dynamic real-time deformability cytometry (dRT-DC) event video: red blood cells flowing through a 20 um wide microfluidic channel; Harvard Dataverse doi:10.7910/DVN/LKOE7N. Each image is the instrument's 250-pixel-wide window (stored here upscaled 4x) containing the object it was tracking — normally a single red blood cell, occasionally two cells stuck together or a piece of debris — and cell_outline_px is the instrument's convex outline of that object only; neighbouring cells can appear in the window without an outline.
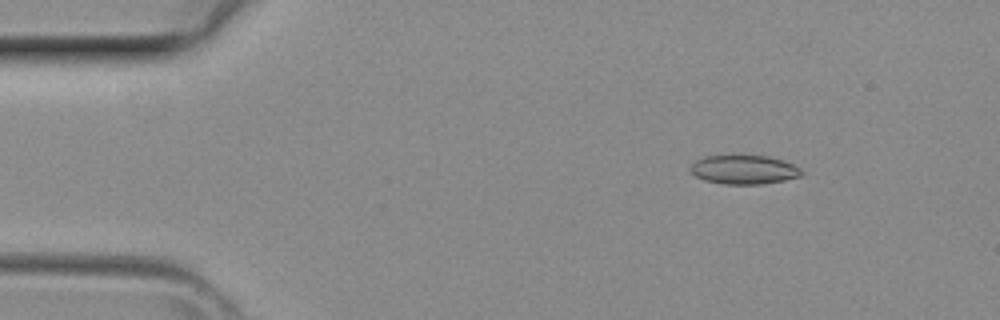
{"species": "common noctule bat (a hibernating species)", "species_latin": "Nyctalus noctula", "temperature_condition": "room temperature", "stored_images_in_passage": 36, "camera_frame_rate_fps": 3000, "um_per_image_px": 0.085, "animal": {"sex": "female", "body_mass_g": 29.2, "forearm_length_mm": 56.3}, "frame": {"image": 1, "passage_image": 1, "time_ms": 0.0, "image_size_px": [1000, 320], "cell_outline_px": [[804, 172], [800, 176], [784, 180], [760, 184], [724, 184], [704, 180], [696, 176], [688, 168], [696, 160], [704, 156], [768, 156], [792, 164], [800, 168]], "centroid_in_image_um": [63.22, 14.42], "position_along_channel_um": 21.8, "area_um2": 18.55}}
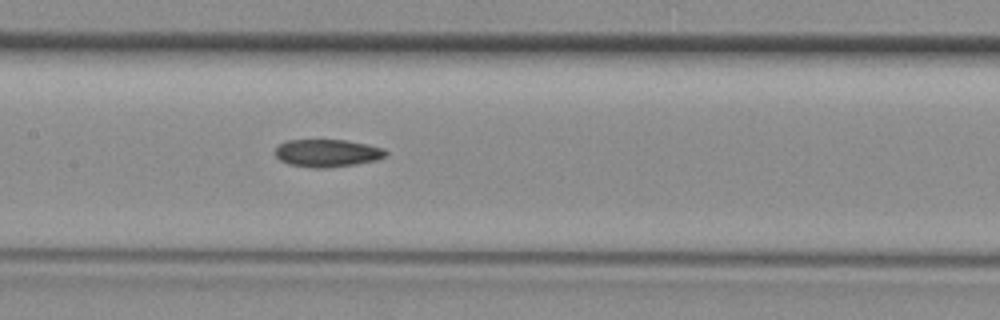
{"frame": {"image": 2, "passage_image": 15, "time_ms": 4.667, "image_size_px": [1000, 320], "cell_outline_px": [[388, 152], [384, 156], [376, 160], [356, 164], [328, 168], [312, 168], [288, 164], [280, 160], [276, 156], [276, 148], [280, 144], [288, 140], [348, 140], [368, 144], [384, 148]], "centroid_in_image_um": [27.83, 13.01], "position_along_channel_um": 179.6, "area_um2": 17.86}}
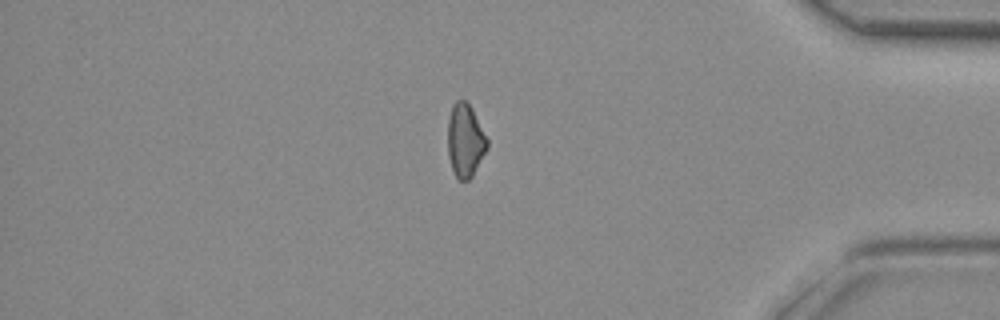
{"frame": {"image": 3, "passage_image": 30, "time_ms": 9.667, "image_size_px": [1000, 320], "cell_outline_px": [[488, 148], [472, 176], [468, 180], [456, 180], [448, 156], [448, 120], [452, 104], [456, 100], [464, 100], [472, 108], [488, 140]], "centroid_in_image_um": [39.53, 11.95], "position_along_channel_um": 395.7, "area_um2": 16.88}}